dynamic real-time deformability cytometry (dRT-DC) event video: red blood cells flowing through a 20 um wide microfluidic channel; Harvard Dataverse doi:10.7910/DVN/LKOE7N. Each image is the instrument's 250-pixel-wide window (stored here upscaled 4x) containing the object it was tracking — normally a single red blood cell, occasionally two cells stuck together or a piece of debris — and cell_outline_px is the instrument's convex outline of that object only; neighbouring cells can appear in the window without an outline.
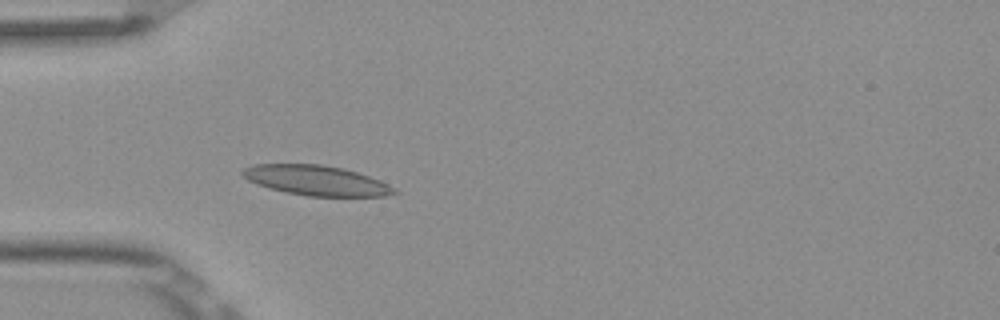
{"species": "Egyptian fruit bat (a non-hibernating species)", "species_latin": "Rousettus aegyptiacus", "temperature_condition": "room temperature", "stored_images_in_passage": 4, "camera_frame_rate_fps": 3000, "um_per_image_px": 0.085, "frame": {"image": 1, "passage_image": 4, "time_ms": 1.0, "image_size_px": [1000, 320], "cell_outline_px": [[400, 192], [384, 196], [308, 196], [268, 188], [256, 184], [248, 180], [240, 172], [244, 168], [252, 164], [320, 164], [344, 168], [380, 180], [396, 188]], "centroid_in_image_um": [26.89, 15.33], "position_along_channel_um": 58.1, "area_um2": 26.47}}